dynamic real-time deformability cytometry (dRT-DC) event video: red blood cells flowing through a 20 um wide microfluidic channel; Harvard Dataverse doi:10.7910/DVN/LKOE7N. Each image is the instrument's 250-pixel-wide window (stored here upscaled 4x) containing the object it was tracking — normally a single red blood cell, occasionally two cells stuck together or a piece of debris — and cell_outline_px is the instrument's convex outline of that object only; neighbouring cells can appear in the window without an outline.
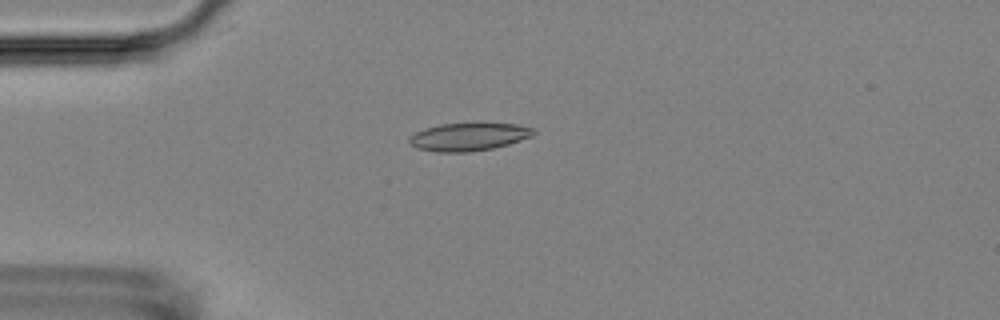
{"species": "Egyptian fruit bat (a non-hibernating species)", "species_latin": "Rousettus aegyptiacus", "temperature_condition": "room temperature", "stored_images_in_passage": 11, "camera_frame_rate_fps": 3000, "um_per_image_px": 0.085, "animal": {"sex": "female"}, "frame": {"image": 1, "passage_image": 4, "time_ms": 4.333, "image_size_px": [1000, 320], "cell_outline_px": [[536, 132], [532, 136], [508, 144], [492, 148], [468, 152], [436, 152], [416, 148], [408, 140], [408, 136], [424, 128], [440, 124], [516, 124], [532, 128]], "centroid_in_image_um": [39.79, 11.64], "position_along_channel_um": 45.2, "area_um2": 19.94}}
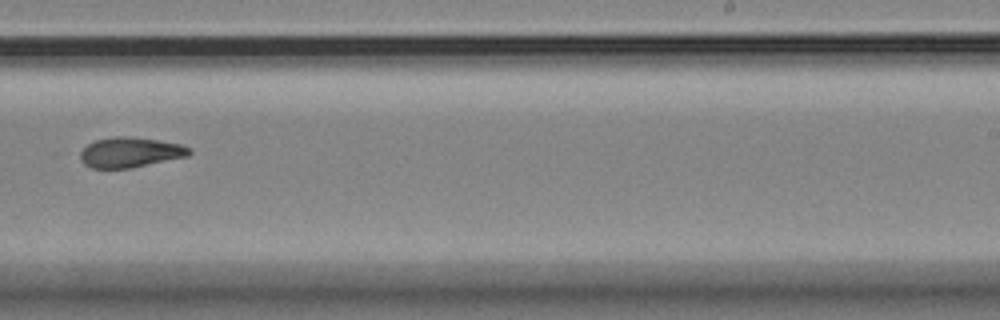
{"frame": {"image": 2, "passage_image": 10, "time_ms": 11.333, "image_size_px": [1000, 320], "cell_outline_px": [[192, 152], [188, 156], [132, 168], [92, 168], [84, 164], [80, 160], [80, 152], [88, 144], [96, 140], [112, 136], [124, 136], [156, 140], [180, 144], [192, 148]], "centroid_in_image_um": [11.07, 12.95], "position_along_channel_um": 277.9, "area_um2": 19.13}}
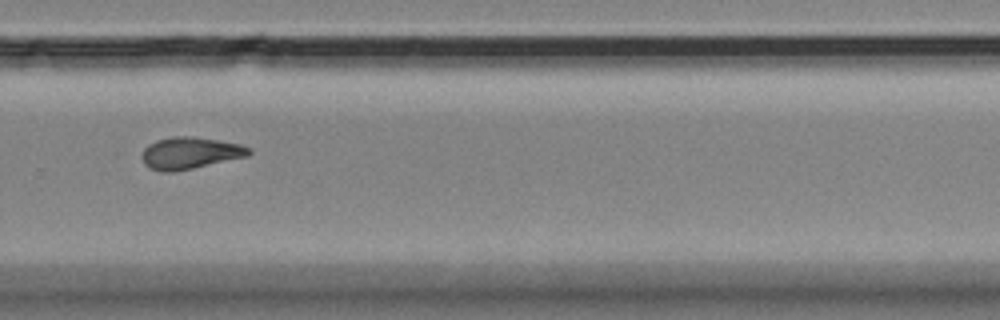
{"frame": {"image": 3, "passage_image": 11, "time_ms": 12.333, "image_size_px": [1000, 320], "cell_outline_px": [[252, 152], [248, 156], [192, 168], [172, 172], [160, 172], [148, 168], [144, 164], [144, 148], [148, 144], [156, 140], [172, 136], [192, 136], [240, 144], [248, 148]], "centroid_in_image_um": [16.13, 13.01], "position_along_channel_um": 313.7, "area_um2": 19.65}}